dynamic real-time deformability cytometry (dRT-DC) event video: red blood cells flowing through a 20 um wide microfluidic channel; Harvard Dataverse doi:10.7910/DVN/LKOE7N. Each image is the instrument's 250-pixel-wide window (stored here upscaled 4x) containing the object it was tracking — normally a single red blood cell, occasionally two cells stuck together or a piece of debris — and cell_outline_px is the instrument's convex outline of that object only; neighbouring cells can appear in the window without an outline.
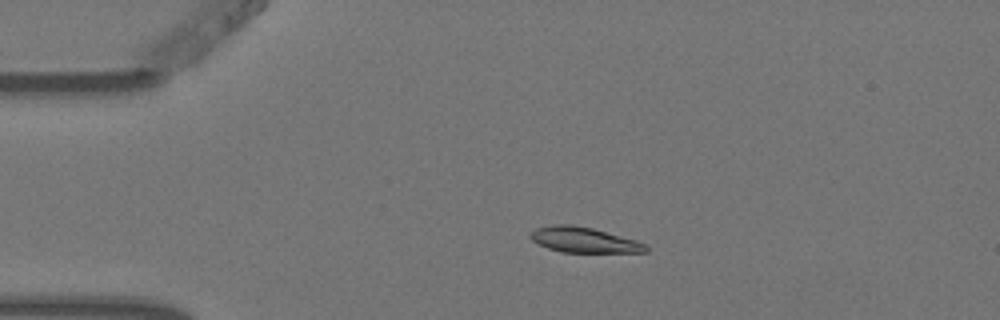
{"species": "Egyptian fruit bat (a non-hibernating species)", "species_latin": "Rousettus aegyptiacus", "temperature_condition": "warm", "stored_images_in_passage": 5, "camera_frame_rate_fps": 3000, "um_per_image_px": 0.085, "animal": {"sex": "female"}, "frame": {"image": 1, "passage_image": 3, "time_ms": 0.667, "image_size_px": [1000, 320], "cell_outline_px": [[648, 252], [560, 252], [548, 248], [532, 240], [528, 236], [528, 232], [536, 228], [552, 224], [572, 224], [592, 228], [636, 240], [644, 244], [648, 248]], "centroid_in_image_um": [49.57, 20.38], "position_along_channel_um": 35.4, "area_um2": 17.05}}